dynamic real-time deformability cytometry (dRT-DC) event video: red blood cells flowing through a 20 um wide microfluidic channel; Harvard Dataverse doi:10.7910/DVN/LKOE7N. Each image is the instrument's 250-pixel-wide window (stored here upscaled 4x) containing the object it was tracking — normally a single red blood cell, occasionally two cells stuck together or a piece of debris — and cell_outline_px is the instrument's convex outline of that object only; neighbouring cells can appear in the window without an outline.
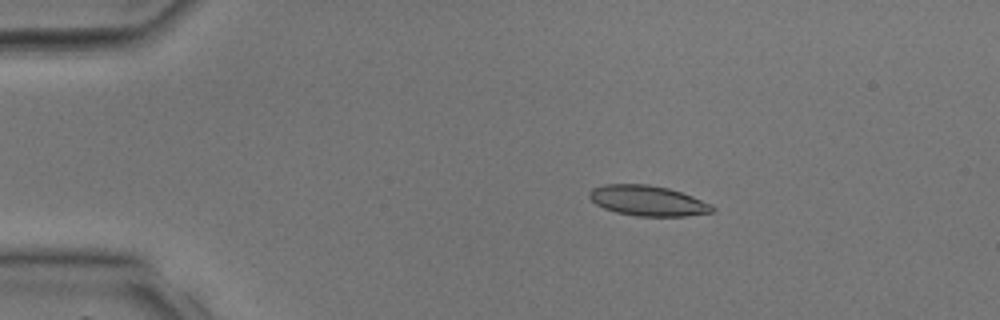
{"species": "common noctule bat (a hibernating species)", "species_latin": "Nyctalus noctula", "temperature_condition": "room temperature", "stored_images_in_passage": 39, "camera_frame_rate_fps": 3000, "um_per_image_px": 0.085, "animal": {"sex": "male", "body_mass_g": 17.9, "forearm_length_mm": 54.2}, "frame": {"image": 1, "passage_image": 8, "time_ms": 2.333, "image_size_px": [1000, 320], "cell_outline_px": [[716, 208], [712, 212], [684, 216], [636, 216], [616, 212], [604, 208], [596, 204], [588, 196], [588, 192], [592, 188], [604, 184], [648, 184], [668, 188], [692, 196], [712, 204]], "centroid_in_image_um": [55.05, 17.05], "position_along_channel_um": 30.0, "area_um2": 21.73}}
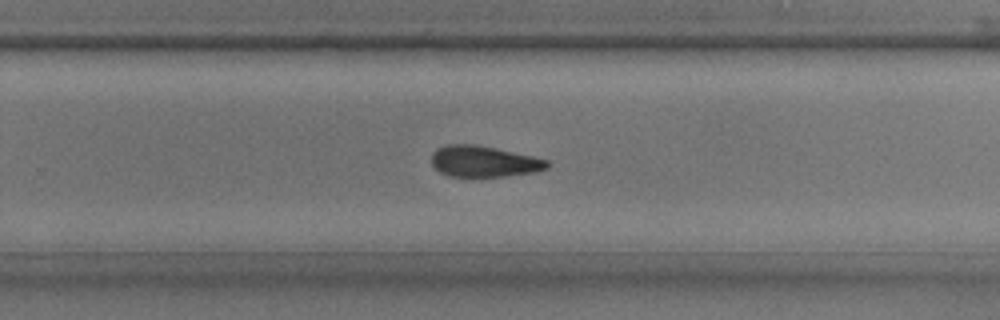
{"frame": {"image": 2, "passage_image": 26, "time_ms": 8.333, "image_size_px": [1000, 320], "cell_outline_px": [[552, 164], [548, 168], [536, 172], [504, 176], [448, 176], [440, 172], [432, 164], [432, 152], [436, 148], [448, 144], [476, 144], [496, 148], [532, 156], [548, 160]], "centroid_in_image_um": [41.14, 13.71], "position_along_channel_um": 288.7, "area_um2": 21.04}}
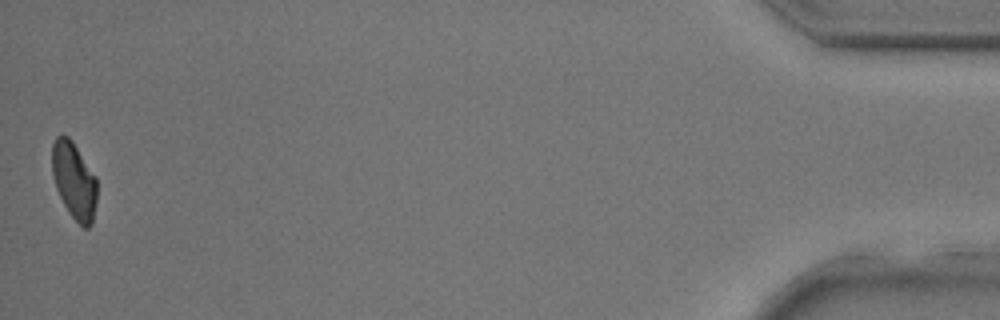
{"frame": {"image": 3, "passage_image": 39, "time_ms": 12.667, "image_size_px": [1000, 320], "cell_outline_px": [[96, 204], [92, 224], [88, 228], [84, 228], [68, 212], [56, 188], [52, 176], [52, 144], [56, 136], [68, 136], [72, 140], [96, 176]], "centroid_in_image_um": [6.3, 15.34], "position_along_channel_um": 428.9, "area_um2": 20.11}}